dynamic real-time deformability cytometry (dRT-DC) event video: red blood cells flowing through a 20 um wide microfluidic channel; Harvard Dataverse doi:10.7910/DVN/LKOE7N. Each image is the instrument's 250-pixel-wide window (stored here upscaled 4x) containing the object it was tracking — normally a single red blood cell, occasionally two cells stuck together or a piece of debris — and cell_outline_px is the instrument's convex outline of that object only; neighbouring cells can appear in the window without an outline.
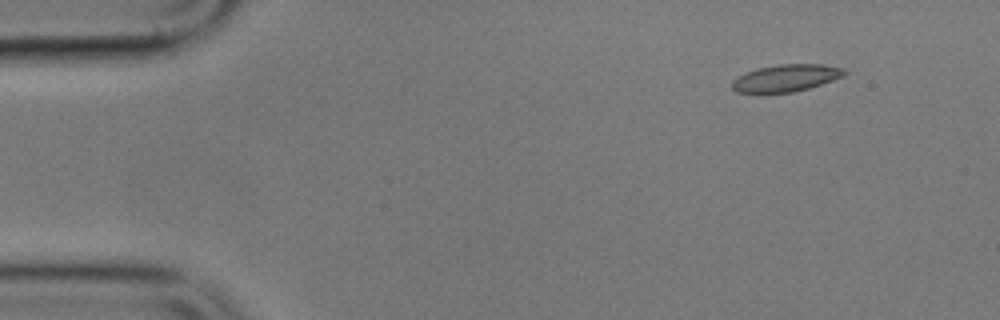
{"species": "common noctule bat (a hibernating species)", "species_latin": "Nyctalus noctula", "temperature_condition": "cold", "stored_images_in_passage": 5, "camera_frame_rate_fps": 3000, "um_per_image_px": 0.085, "animal": {"sex": "male", "body_mass_g": 17.9}, "frame": {"image": 1, "passage_image": 1, "time_ms": 0.0, "image_size_px": [1000, 320], "cell_outline_px": [[848, 72], [844, 76], [808, 88], [792, 92], [736, 92], [732, 88], [732, 80], [736, 76], [760, 68], [776, 64], [824, 64], [844, 68]], "centroid_in_image_um": [66.83, 6.61], "position_along_channel_um": 18.2, "area_um2": 17.57}}
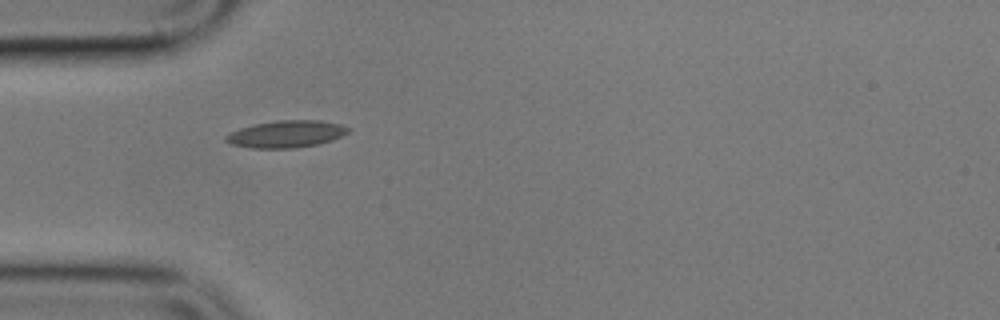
{"frame": {"image": 2, "passage_image": 4, "time_ms": 3.667, "image_size_px": [1000, 320], "cell_outline_px": [[352, 128], [348, 132], [332, 140], [316, 144], [296, 148], [252, 148], [232, 144], [224, 140], [224, 136], [240, 128], [256, 124], [276, 120], [320, 120], [340, 124]], "centroid_in_image_um": [24.34, 11.39], "position_along_channel_um": 60.7, "area_um2": 19.19}}
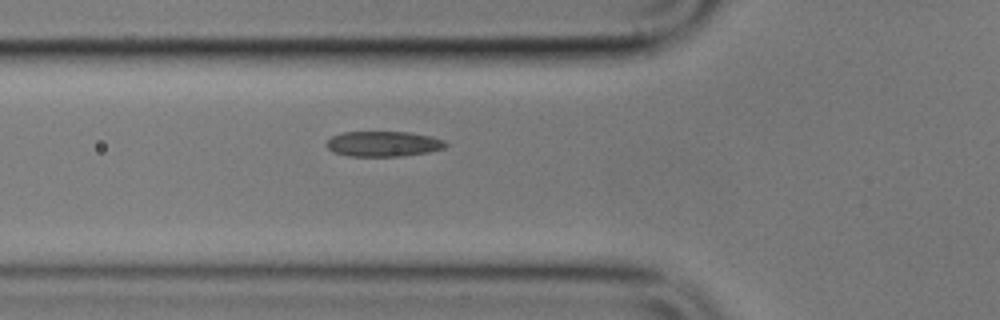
{"frame": {"image": 3, "passage_image": 5, "time_ms": 4.667, "image_size_px": [1000, 320], "cell_outline_px": [[448, 144], [444, 148], [428, 152], [400, 156], [348, 156], [332, 152], [324, 144], [332, 136], [344, 132], [408, 132], [432, 136], [444, 140]], "centroid_in_image_um": [32.57, 12.23], "position_along_channel_um": 93.2, "area_um2": 17.63}}